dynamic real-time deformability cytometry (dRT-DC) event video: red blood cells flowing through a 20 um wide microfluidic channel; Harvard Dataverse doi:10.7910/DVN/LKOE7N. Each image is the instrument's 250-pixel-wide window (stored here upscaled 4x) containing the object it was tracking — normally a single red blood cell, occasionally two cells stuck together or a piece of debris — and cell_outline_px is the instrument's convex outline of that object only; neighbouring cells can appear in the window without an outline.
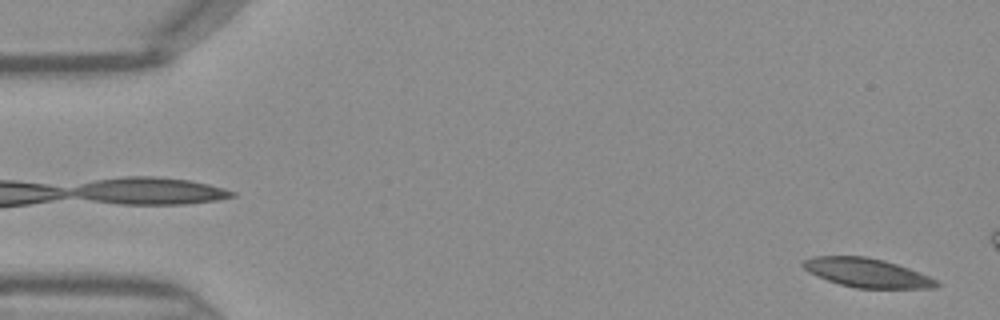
{"species": "Egyptian fruit bat (a non-hibernating species)", "species_latin": "Rousettus aegyptiacus", "temperature_condition": "warm", "stored_images_in_passage": 11, "camera_frame_rate_fps": 3000, "um_per_image_px": 0.085, "frame": {"image": 1, "passage_image": 1, "time_ms": 0.0, "image_size_px": [1000, 320], "cell_outline_px": [[940, 284], [936, 288], [856, 288], [840, 284], [828, 280], [808, 272], [800, 264], [804, 260], [816, 256], [864, 256], [884, 260], [908, 268], [928, 276], [936, 280]], "centroid_in_image_um": [73.68, 23.19], "position_along_channel_um": 11.3, "area_um2": 22.31}}